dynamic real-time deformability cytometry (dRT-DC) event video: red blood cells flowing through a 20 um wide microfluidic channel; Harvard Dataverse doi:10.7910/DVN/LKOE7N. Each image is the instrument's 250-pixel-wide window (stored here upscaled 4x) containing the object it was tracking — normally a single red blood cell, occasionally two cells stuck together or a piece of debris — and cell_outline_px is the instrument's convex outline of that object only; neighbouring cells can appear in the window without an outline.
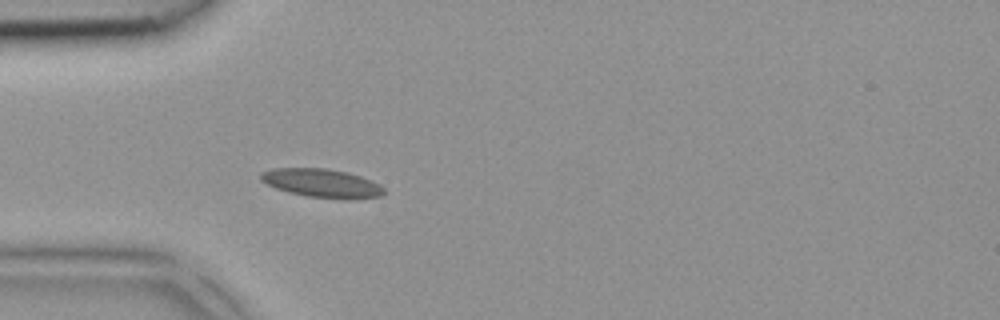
{"species": "common noctule bat (a hibernating species)", "species_latin": "Nyctalus noctula", "temperature_condition": "room temperature", "stored_images_in_passage": 4, "camera_frame_rate_fps": 3000, "um_per_image_px": 0.085, "animal": {"sex": "female", "body_mass_g": 18.4}, "frame": {"image": 1, "passage_image": 4, "time_ms": 1.0, "image_size_px": [1000, 320], "cell_outline_px": [[388, 192], [380, 196], [348, 200], [344, 200], [308, 196], [288, 192], [276, 188], [260, 180], [260, 172], [272, 168], [324, 168], [348, 172], [360, 176], [380, 184]], "centroid_in_image_um": [27.39, 15.57], "position_along_channel_um": 57.6, "area_um2": 20.75}}